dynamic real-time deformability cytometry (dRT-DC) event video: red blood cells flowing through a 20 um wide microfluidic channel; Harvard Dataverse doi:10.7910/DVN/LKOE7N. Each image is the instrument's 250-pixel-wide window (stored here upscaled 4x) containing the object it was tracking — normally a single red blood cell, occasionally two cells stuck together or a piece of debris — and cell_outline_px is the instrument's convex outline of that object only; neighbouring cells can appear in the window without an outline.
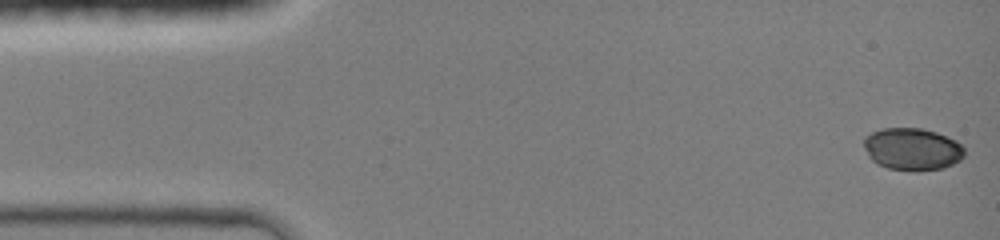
{"species": "common noctule bat (a hibernating species)", "species_latin": "Nyctalus noctula", "temperature_condition": "room temperature", "stored_images_in_passage": 45, "camera_frame_rate_fps": 3000, "um_per_image_px": 0.085, "animal": {"sex": "female", "body_mass_g": 19.0, "forearm_length_mm": 51.5}, "frame": {"image": 1, "passage_image": 1, "time_ms": 0.0, "image_size_px": [1000, 240], "cell_outline_px": [[964, 156], [960, 160], [944, 168], [920, 172], [888, 168], [876, 164], [868, 156], [864, 148], [864, 136], [872, 132], [884, 128], [920, 128], [936, 132], [948, 136], [956, 140], [964, 148]], "centroid_in_image_um": [77.54, 12.68], "position_along_channel_um": 7.5, "area_um2": 25.09}}
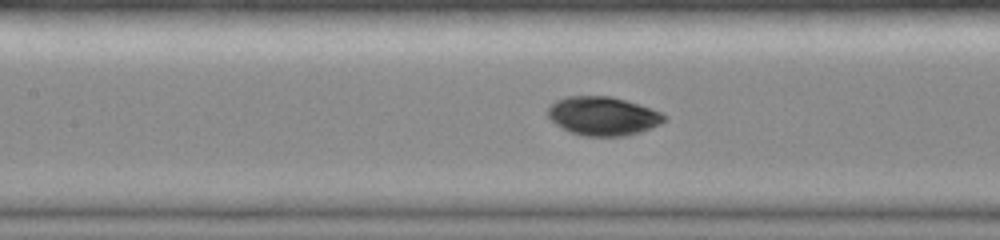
{"frame": {"image": 2, "passage_image": 20, "time_ms": 6.333, "image_size_px": [1000, 240], "cell_outline_px": [[668, 116], [660, 124], [640, 132], [624, 136], [584, 136], [568, 132], [556, 124], [548, 116], [548, 108], [556, 100], [564, 96], [612, 96], [640, 104], [652, 108]], "centroid_in_image_um": [51.25, 9.86], "position_along_channel_um": 156.1, "area_um2": 26.41}}
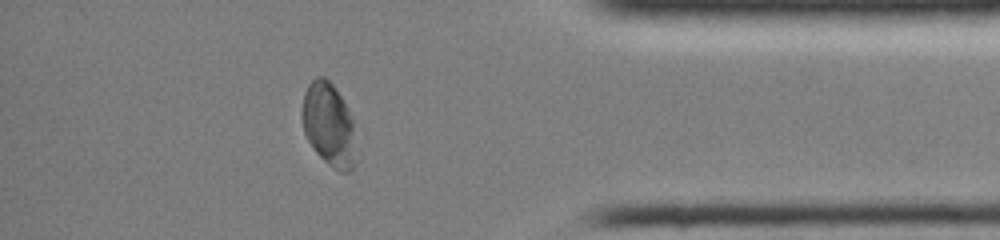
{"frame": {"image": 3, "passage_image": 39, "time_ms": 12.667, "image_size_px": [1000, 240], "cell_outline_px": [[356, 164], [348, 172], [340, 172], [332, 168], [316, 152], [308, 140], [304, 132], [300, 116], [300, 112], [304, 92], [308, 84], [316, 76], [324, 76], [336, 88], [348, 108], [352, 116]], "centroid_in_image_um": [27.93, 10.58], "position_along_channel_um": 407.3, "area_um2": 26.53}}